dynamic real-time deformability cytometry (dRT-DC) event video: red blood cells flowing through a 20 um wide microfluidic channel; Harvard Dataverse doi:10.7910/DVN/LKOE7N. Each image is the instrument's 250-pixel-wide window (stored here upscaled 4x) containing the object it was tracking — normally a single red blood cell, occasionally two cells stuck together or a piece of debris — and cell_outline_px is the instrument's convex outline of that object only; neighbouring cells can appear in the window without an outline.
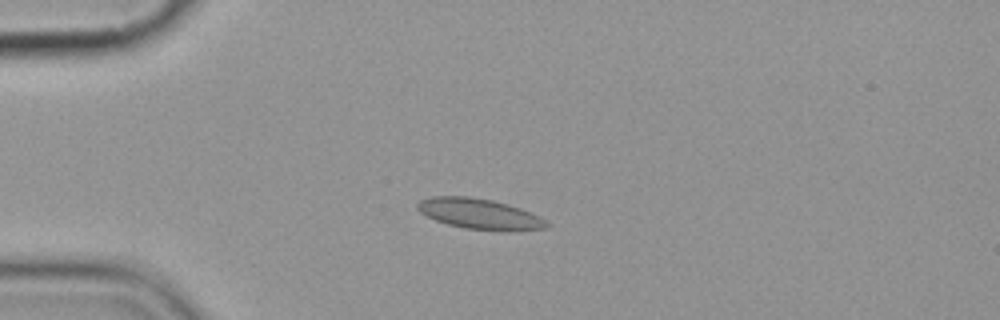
{"species": "common noctule bat (a hibernating species)", "species_latin": "Nyctalus noctula", "temperature_condition": "cold", "stored_images_in_passage": 6, "camera_frame_rate_fps": 3000, "um_per_image_px": 0.085, "animal": {"sex": "female", "body_mass_g": 19.9}, "frame": {"image": 1, "passage_image": 3, "time_ms": 2.333, "image_size_px": [1000, 320], "cell_outline_px": [[552, 224], [548, 228], [512, 232], [508, 232], [464, 228], [448, 224], [436, 220], [420, 212], [416, 208], [416, 204], [420, 200], [432, 196], [468, 196], [492, 200], [508, 204], [520, 208]], "centroid_in_image_um": [40.78, 18.19], "position_along_channel_um": 44.2, "area_um2": 23.12}}
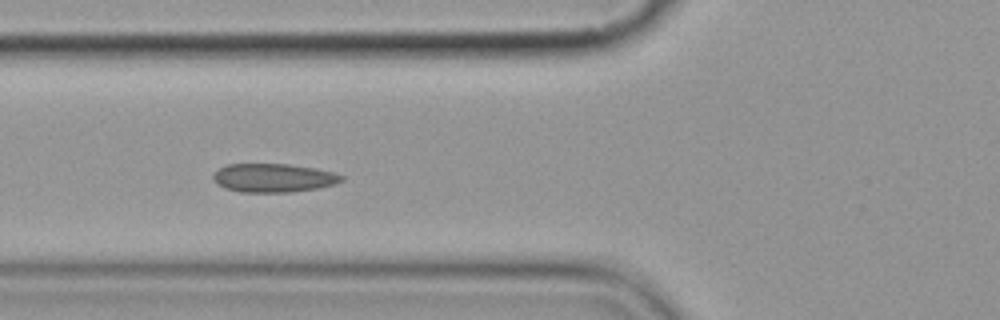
{"frame": {"image": 2, "passage_image": 5, "time_ms": 4.667, "image_size_px": [1000, 320], "cell_outline_px": [[344, 180], [336, 184], [316, 188], [292, 192], [240, 192], [224, 188], [216, 184], [212, 180], [212, 176], [220, 168], [228, 164], [288, 164], [316, 168], [332, 172], [344, 176]], "centroid_in_image_um": [23.23, 15.12], "position_along_channel_um": 102.6, "area_um2": 21.5}}
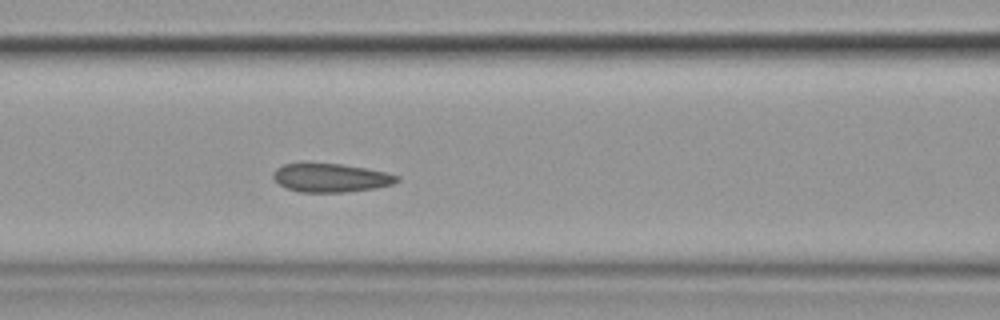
{"frame": {"image": 3, "passage_image": 6, "time_ms": 5.667, "image_size_px": [1000, 320], "cell_outline_px": [[400, 180], [392, 184], [376, 188], [344, 192], [300, 192], [288, 188], [280, 184], [272, 176], [272, 172], [276, 168], [284, 164], [340, 164], [388, 172], [400, 176]], "centroid_in_image_um": [28.15, 15.12], "position_along_channel_um": 138.4, "area_um2": 20.4}}